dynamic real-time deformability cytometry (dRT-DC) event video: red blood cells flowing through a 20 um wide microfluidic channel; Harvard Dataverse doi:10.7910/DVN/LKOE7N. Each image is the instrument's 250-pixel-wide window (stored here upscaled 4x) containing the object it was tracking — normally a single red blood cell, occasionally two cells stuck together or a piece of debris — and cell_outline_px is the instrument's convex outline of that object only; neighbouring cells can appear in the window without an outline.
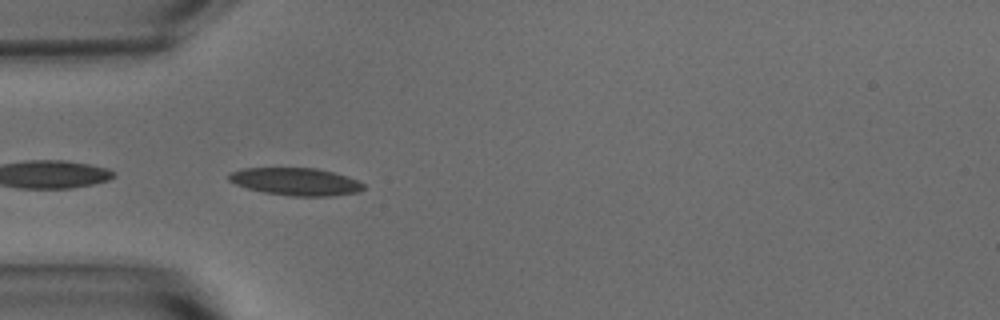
{"species": "common noctule bat (a hibernating species)", "species_latin": "Nyctalus noctula", "temperature_condition": "warm", "stored_images_in_passage": 3, "camera_frame_rate_fps": 3000, "um_per_image_px": 0.085, "animal": {"sex": "male", "body_mass_g": 15.6}, "frame": {"image": 1, "passage_image": 1, "time_ms": 0.0, "image_size_px": [1000, 320], "cell_outline_px": [[364, 188], [360, 192], [332, 196], [292, 196], [264, 192], [248, 188], [236, 184], [228, 180], [228, 176], [232, 172], [244, 168], [316, 168], [348, 176], [364, 184]], "centroid_in_image_um": [25.17, 15.44], "position_along_channel_um": 59.8, "area_um2": 21.5}}